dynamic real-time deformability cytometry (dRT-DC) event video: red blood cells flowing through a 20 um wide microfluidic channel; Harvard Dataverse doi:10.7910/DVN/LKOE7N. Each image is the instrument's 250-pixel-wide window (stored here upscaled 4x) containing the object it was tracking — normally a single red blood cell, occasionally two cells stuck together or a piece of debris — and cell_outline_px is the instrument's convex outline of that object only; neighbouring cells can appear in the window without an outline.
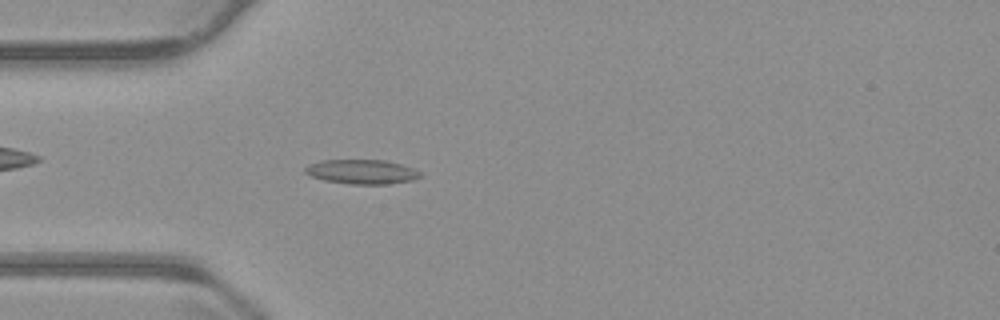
{"species": "common noctule bat (a hibernating species)", "species_latin": "Nyctalus noctula", "temperature_condition": "warm", "stored_images_in_passage": 53, "camera_frame_rate_fps": 3000, "um_per_image_px": 0.085, "animal": {"sex": "male", "body_mass_g": 23.1, "forearm_length_mm": 52.7}, "frame": {"image": 1, "passage_image": 14, "time_ms": 4.333, "image_size_px": [1000, 320], "cell_outline_px": [[420, 176], [412, 180], [388, 184], [352, 184], [324, 180], [312, 176], [304, 172], [304, 168], [308, 164], [320, 160], [384, 160], [400, 164], [412, 168], [420, 172]], "centroid_in_image_um": [30.71, 14.59], "position_along_channel_um": 54.3, "area_um2": 16.24}}
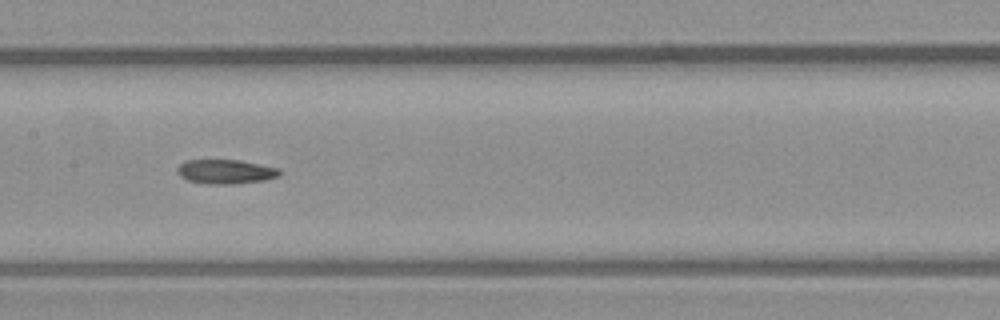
{"frame": {"image": 2, "passage_image": 25, "time_ms": 8.0, "image_size_px": [1000, 320], "cell_outline_px": [[280, 176], [264, 180], [232, 184], [204, 184], [188, 180], [180, 176], [176, 168], [184, 160], [240, 160], [280, 168]], "centroid_in_image_um": [19.17, 14.59], "position_along_channel_um": 188.2, "area_um2": 14.57}}
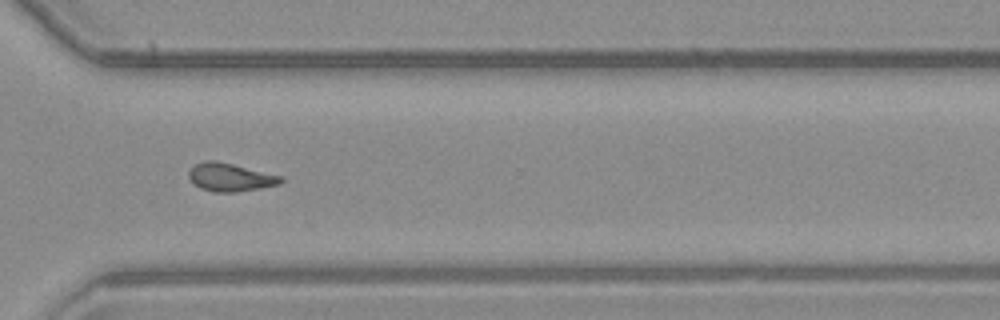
{"frame": {"image": 3, "passage_image": 38, "time_ms": 12.333, "image_size_px": [1000, 320], "cell_outline_px": [[284, 180], [280, 184], [260, 188], [236, 192], [216, 192], [200, 188], [188, 176], [188, 172], [196, 164], [204, 160], [216, 160], [284, 176]], "centroid_in_image_um": [19.61, 15.06], "position_along_channel_um": 351.0, "area_um2": 15.09}, "authors_computed_cell_mechanics": {"area_um2": 15.0858, "velocity_mm_per_s": 3.7697, "shape_relaxation_time_tau1_ms": null, "shape_relaxation_time_tau2_ms": 4.0768, "deformation_change_tau1": null, "deformation_change_tau2": 0.1102}}